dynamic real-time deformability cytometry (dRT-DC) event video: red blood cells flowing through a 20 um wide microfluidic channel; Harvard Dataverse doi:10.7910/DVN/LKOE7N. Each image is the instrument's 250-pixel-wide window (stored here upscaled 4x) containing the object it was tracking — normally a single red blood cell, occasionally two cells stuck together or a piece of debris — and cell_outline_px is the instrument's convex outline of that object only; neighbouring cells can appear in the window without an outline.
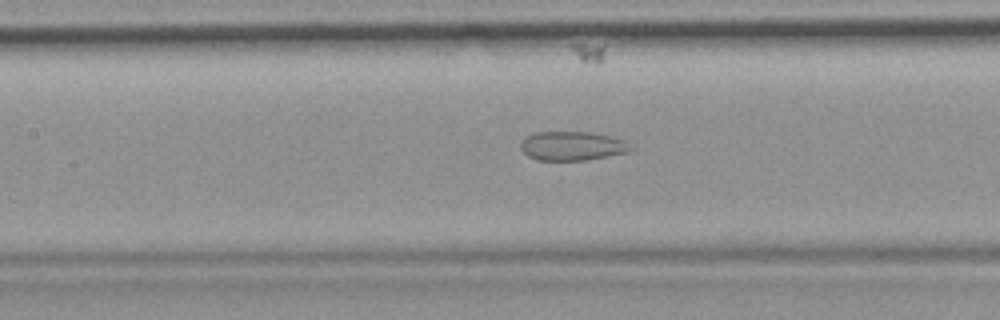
{"species": "common noctule bat (a hibernating species)", "species_latin": "Nyctalus noctula", "temperature_condition": "room temperature", "stored_images_in_passage": 40, "camera_frame_rate_fps": 3000, "um_per_image_px": 0.085, "animal": {"sex": "female", "body_mass_g": 19.9}, "frame": {"image": 1, "passage_image": 12, "time_ms": 3.667, "image_size_px": [1000, 320], "cell_outline_px": [[636, 148], [628, 152], [588, 160], [536, 160], [528, 156], [520, 148], [520, 144], [528, 136], [536, 132], [592, 132], [624, 140]], "centroid_in_image_um": [48.67, 12.41], "position_along_channel_um": 158.7, "area_um2": 18.61}}